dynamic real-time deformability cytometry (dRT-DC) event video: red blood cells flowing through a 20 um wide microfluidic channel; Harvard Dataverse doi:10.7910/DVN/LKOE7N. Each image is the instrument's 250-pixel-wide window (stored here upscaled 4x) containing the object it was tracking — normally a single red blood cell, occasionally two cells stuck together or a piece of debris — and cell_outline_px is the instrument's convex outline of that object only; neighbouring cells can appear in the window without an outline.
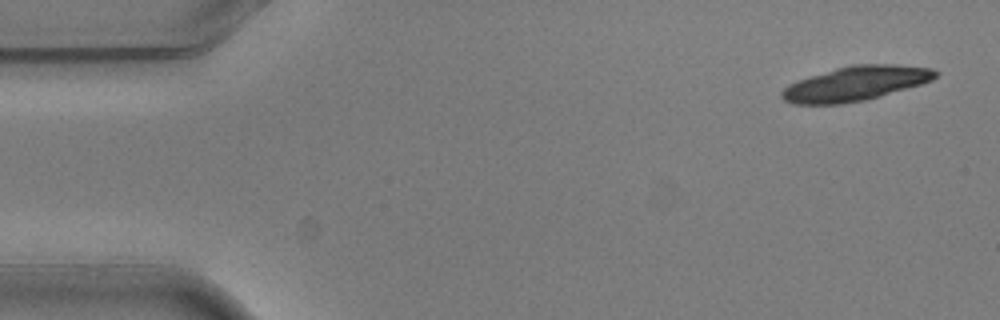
{"species": "common noctule bat (a hibernating species)", "species_latin": "Nyctalus noctula", "temperature_condition": "warm", "stored_images_in_passage": 5, "camera_frame_rate_fps": 3000, "um_per_image_px": 0.085, "animal": {"sex": "male", "body_mass_g": 20.5, "forearm_length_mm": 52.5}, "frame": {"image": 1, "passage_image": 1, "time_ms": 0.0, "image_size_px": [1000, 320], "cell_outline_px": [[940, 72], [932, 80], [920, 84], [880, 96], [864, 100], [840, 104], [792, 104], [784, 100], [780, 96], [780, 92], [788, 84], [796, 80], [808, 76], [836, 68], [852, 64], [896, 64], [932, 68]], "centroid_in_image_um": [72.69, 7.09], "position_along_channel_um": 12.3, "area_um2": 30.98}}